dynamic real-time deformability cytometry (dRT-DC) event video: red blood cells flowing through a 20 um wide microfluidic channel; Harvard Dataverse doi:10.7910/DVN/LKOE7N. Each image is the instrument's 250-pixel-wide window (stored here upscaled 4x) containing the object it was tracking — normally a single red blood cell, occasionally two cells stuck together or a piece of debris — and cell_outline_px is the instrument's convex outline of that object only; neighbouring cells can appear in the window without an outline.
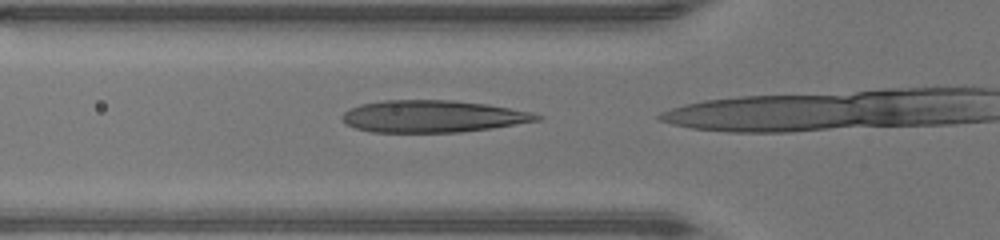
{"species": "human", "species_latin": "Homo sapiens", "temperature_condition": "warm", "stored_images_in_passage": 14, "camera_frame_rate_fps": 3000, "um_per_image_px": 0.085, "donor": {"sex": "male"}, "frame": {"image": 1, "passage_image": 11, "time_ms": 3.333, "image_size_px": [1000, 240], "cell_outline_px": [[544, 116], [540, 120], [492, 128], [460, 132], [372, 132], [356, 128], [344, 124], [340, 116], [344, 112], [360, 104], [380, 100], [456, 100], [488, 104], [532, 112]], "centroid_in_image_um": [36.77, 9.88], "position_along_channel_um": 89.0, "area_um2": 36.59}}
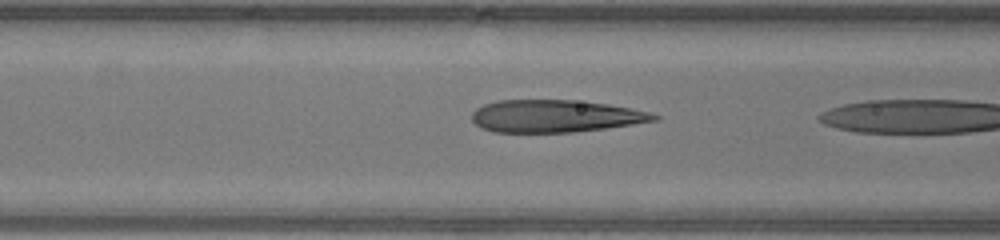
{"frame": {"image": 2, "passage_image": 13, "time_ms": 4.0, "image_size_px": [1000, 240], "cell_outline_px": [[660, 120], [576, 132], [492, 132], [476, 124], [472, 120], [472, 112], [476, 108], [484, 104], [496, 100], [572, 100], [608, 104], [632, 108], [652, 112], [660, 116]], "centroid_in_image_um": [47.22, 9.86], "position_along_channel_um": 119.4, "area_um2": 34.45}}